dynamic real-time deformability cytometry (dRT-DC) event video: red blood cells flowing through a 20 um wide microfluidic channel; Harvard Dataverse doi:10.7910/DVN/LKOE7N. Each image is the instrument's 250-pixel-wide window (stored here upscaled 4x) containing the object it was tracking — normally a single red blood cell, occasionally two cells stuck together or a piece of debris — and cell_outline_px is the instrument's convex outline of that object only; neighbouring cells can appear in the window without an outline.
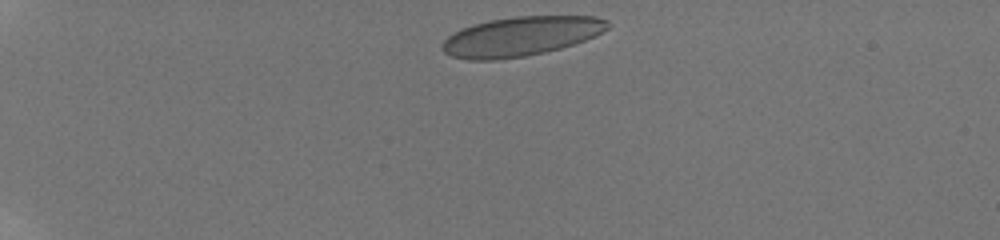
{"species": "human", "species_latin": "Homo sapiens", "temperature_condition": "room temperature", "stored_images_in_passage": 32, "camera_frame_rate_fps": 3000, "um_per_image_px": 0.085, "donor": {"sex": "male"}, "frame": {"image": 1, "passage_image": 2, "time_ms": 0.333, "image_size_px": [1000, 240], "cell_outline_px": [[612, 24], [608, 28], [584, 40], [560, 48], [544, 52], [524, 56], [496, 60], [468, 60], [452, 56], [444, 52], [440, 48], [440, 44], [448, 36], [464, 28], [488, 20], [516, 16], [596, 16], [608, 20]], "centroid_in_image_um": [44.26, 3.09], "position_along_channel_um": 40.7, "area_um2": 37.74}}
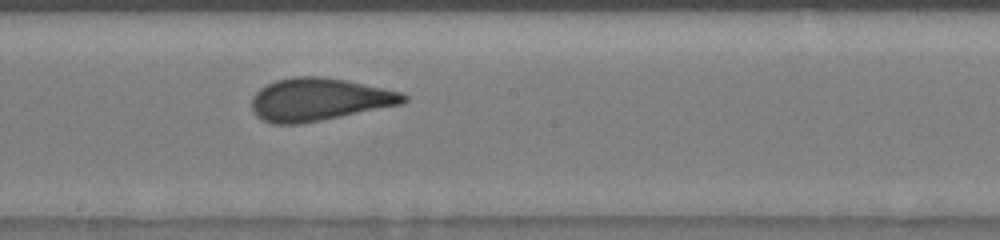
{"frame": {"image": 2, "passage_image": 18, "time_ms": 7.0, "image_size_px": [1000, 240], "cell_outline_px": [[408, 100], [404, 104], [320, 120], [296, 124], [272, 124], [256, 116], [252, 108], [252, 96], [260, 88], [276, 80], [292, 76], [324, 76], [348, 80], [400, 92], [408, 96]], "centroid_in_image_um": [27.12, 8.44], "position_along_channel_um": 221.1, "area_um2": 37.8}}
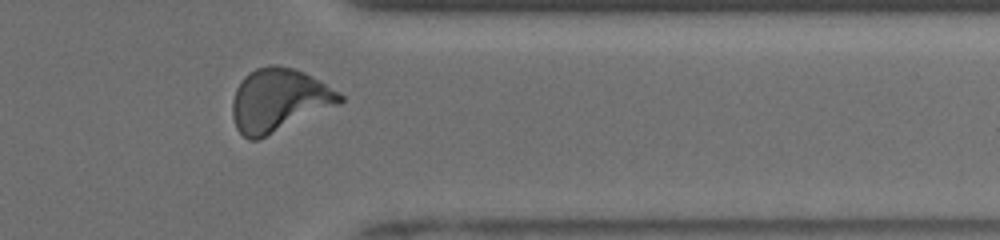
{"frame": {"image": 3, "passage_image": 27, "time_ms": 11.333, "image_size_px": [1000, 240], "cell_outline_px": [[344, 100], [340, 104], [260, 140], [248, 140], [236, 128], [232, 116], [232, 100], [236, 88], [244, 76], [248, 72], [256, 68], [268, 64], [276, 64], [292, 68], [304, 72], [320, 80], [340, 92], [344, 96]], "centroid_in_image_um": [23.7, 8.52], "position_along_channel_um": 387.7, "area_um2": 40.06}, "authors_computed_cell_mechanics": {"area_um2": 37.8301, "velocity_mm_per_s": 3.8844, "shape_relaxation_time_tau1_ms": 4.5821, "shape_relaxation_time_tau2_ms": 0.587, "deformation_change_tau1": 0.1542, "deformation_change_tau2": 0.0794}}